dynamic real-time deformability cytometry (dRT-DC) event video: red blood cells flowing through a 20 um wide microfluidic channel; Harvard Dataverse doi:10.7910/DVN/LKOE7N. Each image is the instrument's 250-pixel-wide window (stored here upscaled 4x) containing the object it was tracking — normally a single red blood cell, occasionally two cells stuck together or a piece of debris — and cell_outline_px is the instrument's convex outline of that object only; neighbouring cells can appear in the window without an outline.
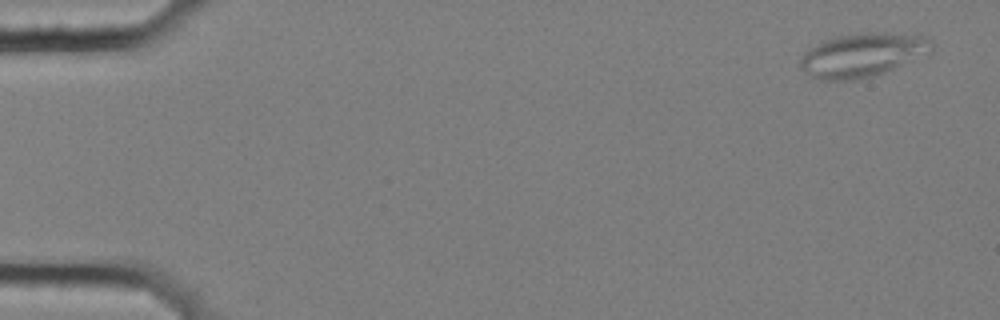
{"species": "common noctule bat (a hibernating species)", "species_latin": "Nyctalus noctula", "temperature_condition": "cold", "stored_images_in_passage": 5, "camera_frame_rate_fps": 3000, "um_per_image_px": 0.085, "animal": {"sex": "female", "body_mass_g": 25.1}, "frame": {"image": 1, "passage_image": 1, "time_ms": 0.0, "image_size_px": [1000, 320], "cell_outline_px": [[932, 52], [892, 68], [856, 80], [820, 80], [812, 76], [800, 68], [800, 60], [804, 52], [820, 40], [836, 36], [864, 32], [884, 32], [928, 36], [932, 40]], "centroid_in_image_um": [73.29, 4.64], "position_along_channel_um": 11.7, "area_um2": 33.41}}